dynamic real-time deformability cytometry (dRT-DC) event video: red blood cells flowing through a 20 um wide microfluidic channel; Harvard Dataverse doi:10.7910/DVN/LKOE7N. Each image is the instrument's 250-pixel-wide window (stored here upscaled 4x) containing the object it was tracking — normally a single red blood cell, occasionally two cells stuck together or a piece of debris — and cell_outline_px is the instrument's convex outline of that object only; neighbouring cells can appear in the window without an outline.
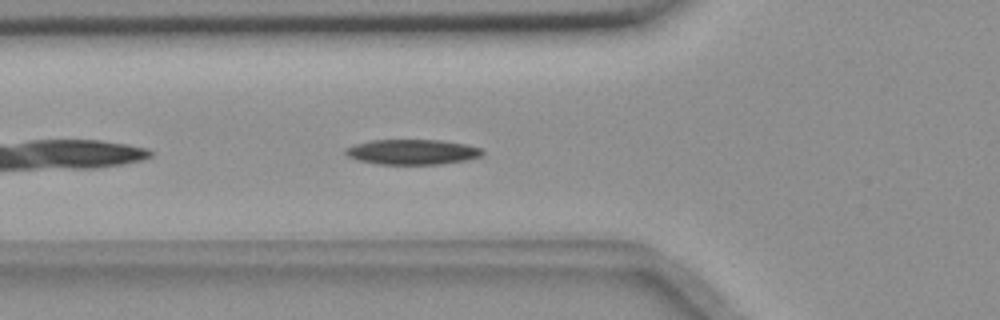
{"species": "common noctule bat (a hibernating species)", "species_latin": "Nyctalus noctula", "temperature_condition": "room temperature", "stored_images_in_passage": 41, "camera_frame_rate_fps": 3000, "um_per_image_px": 0.085, "animal": {"sex": "female", "body_mass_g": 18.4}, "frame": {"image": 1, "passage_image": 5, "time_ms": 1.333, "image_size_px": [1000, 320], "cell_outline_px": [[484, 152], [480, 156], [464, 160], [440, 164], [376, 164], [356, 160], [348, 156], [344, 152], [344, 148], [356, 144], [372, 140], [440, 140], [464, 144], [480, 148]], "centroid_in_image_um": [34.98, 12.92], "position_along_channel_um": 90.8, "area_um2": 19.94}}
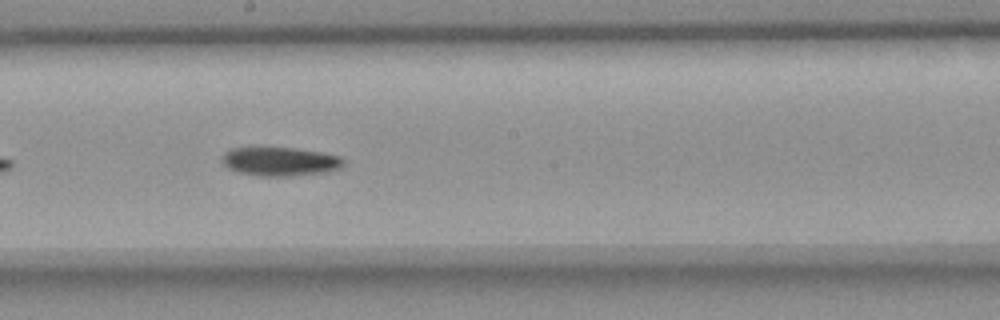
{"frame": {"image": 2, "passage_image": 16, "time_ms": 5.0, "image_size_px": [1000, 320], "cell_outline_px": [[344, 164], [340, 168], [328, 172], [292, 176], [260, 176], [240, 172], [228, 168], [220, 160], [224, 152], [232, 148], [292, 148], [324, 152], [340, 156], [344, 160]], "centroid_in_image_um": [23.83, 13.73], "position_along_channel_um": 224.4, "area_um2": 20.46}}
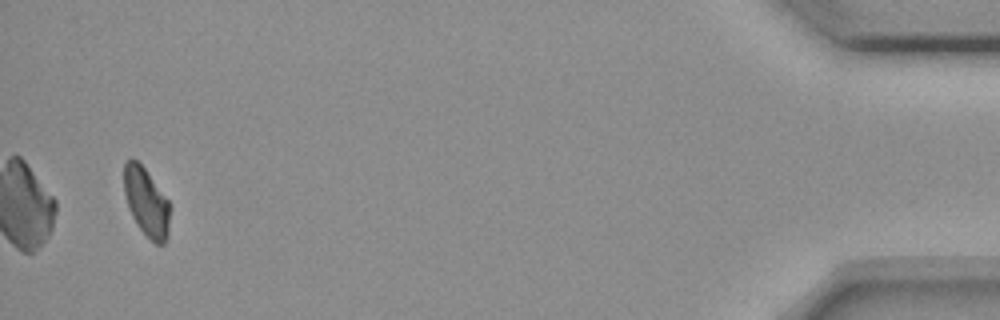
{"frame": {"image": 3, "passage_image": 39, "time_ms": 12.667, "image_size_px": [1000, 320], "cell_outline_px": [[168, 236], [164, 244], [156, 244], [140, 228], [132, 216], [128, 208], [124, 192], [124, 164], [128, 160], [136, 160], [144, 168], [168, 200]], "centroid_in_image_um": [12.42, 17.18], "position_along_channel_um": 422.8, "area_um2": 17.74}, "authors_computed_cell_mechanics": {"area_um2": 20.0566, "velocity_mm_per_s": 3.6538, "shape_relaxation_time_tau1_ms": 4.6053, "shape_relaxation_time_tau2_ms": null, "deformation_change_tau1": 0.1228, "deformation_change_tau2": null}}